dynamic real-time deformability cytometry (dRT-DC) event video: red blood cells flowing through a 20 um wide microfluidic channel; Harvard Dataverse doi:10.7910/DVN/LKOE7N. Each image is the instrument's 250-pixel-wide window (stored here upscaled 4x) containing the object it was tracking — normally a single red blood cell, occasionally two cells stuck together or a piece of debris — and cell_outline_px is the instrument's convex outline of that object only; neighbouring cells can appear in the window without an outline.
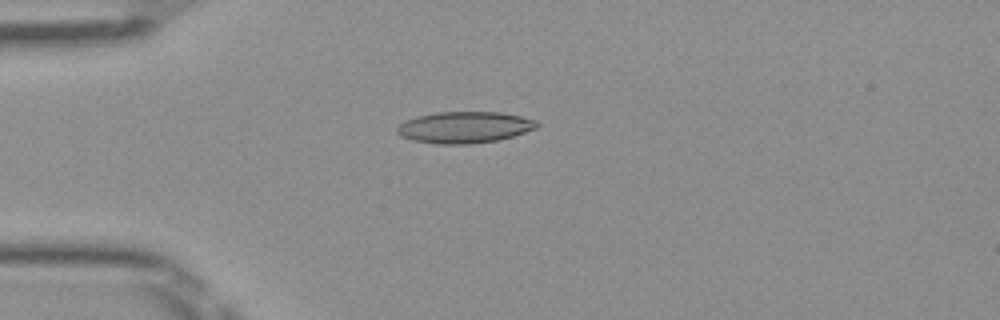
{"species": "Egyptian fruit bat (a non-hibernating species)", "species_latin": "Rousettus aegyptiacus", "temperature_condition": "room temperature", "stored_images_in_passage": 47, "camera_frame_rate_fps": 3000, "um_per_image_px": 0.085, "frame": {"image": 1, "passage_image": 10, "time_ms": 3.0, "image_size_px": [1000, 320], "cell_outline_px": [[540, 124], [536, 128], [500, 140], [472, 144], [436, 144], [412, 140], [400, 136], [396, 132], [396, 128], [404, 120], [416, 116], [436, 112], [500, 112], [520, 116], [536, 120]], "centroid_in_image_um": [39.45, 10.82], "position_along_channel_um": 45.5, "area_um2": 25.84}}
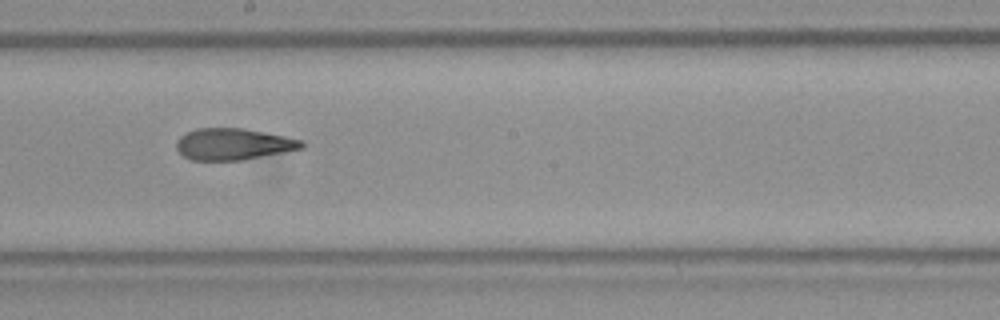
{"frame": {"image": 2, "passage_image": 25, "time_ms": 8.0, "image_size_px": [1000, 320], "cell_outline_px": [[304, 148], [240, 160], [192, 160], [184, 156], [176, 148], [176, 140], [180, 136], [196, 128], [244, 128], [304, 140]], "centroid_in_image_um": [19.82, 12.24], "position_along_channel_um": 228.4, "area_um2": 22.89}}
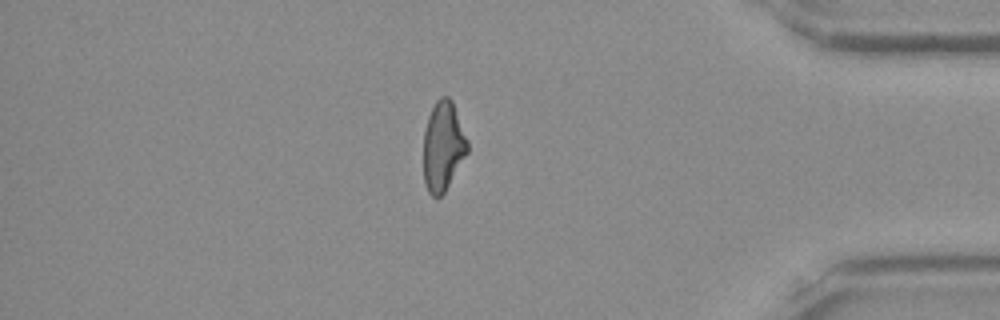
{"frame": {"image": 3, "passage_image": 40, "time_ms": 13.0, "image_size_px": [1000, 320], "cell_outline_px": [[468, 152], [444, 192], [436, 200], [428, 192], [424, 184], [424, 128], [428, 116], [436, 100], [440, 96], [448, 96], [452, 100], [468, 140]], "centroid_in_image_um": [37.65, 12.42], "position_along_channel_um": 397.5, "area_um2": 23.06}, "authors_computed_cell_mechanics": {"area_um2": 23.8714, "velocity_mm_per_s": 4.0282, "shape_relaxation_time_tau1_ms": null, "shape_relaxation_time_tau2_ms": 2.6509, "deformation_change_tau1": null, "deformation_change_tau2": 0.1145}}